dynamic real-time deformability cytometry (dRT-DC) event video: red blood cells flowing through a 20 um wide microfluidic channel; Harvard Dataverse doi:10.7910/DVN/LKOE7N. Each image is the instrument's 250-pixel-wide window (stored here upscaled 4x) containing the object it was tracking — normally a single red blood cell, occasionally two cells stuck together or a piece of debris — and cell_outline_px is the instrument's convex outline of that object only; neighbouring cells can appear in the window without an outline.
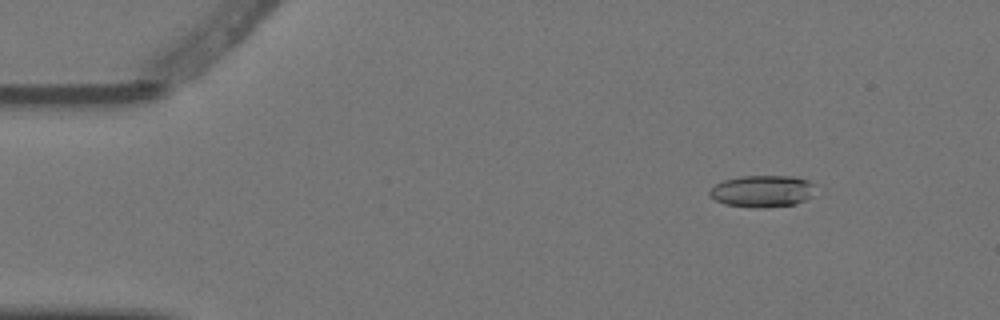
{"species": "Egyptian fruit bat (a non-hibernating species)", "species_latin": "Rousettus aegyptiacus", "temperature_condition": "warm", "stored_images_in_passage": 6, "camera_frame_rate_fps": 3000, "um_per_image_px": 0.085, "animal": {"sex": "female"}, "frame": {"image": 1, "passage_image": 2, "time_ms": 0.333, "image_size_px": [1000, 320], "cell_outline_px": [[816, 184], [812, 196], [796, 204], [764, 208], [752, 208], [724, 204], [716, 200], [708, 192], [716, 184], [724, 180], [740, 176], [796, 176], [808, 180]], "centroid_in_image_um": [64.84, 16.25], "position_along_channel_um": 20.2, "area_um2": 19.83}}
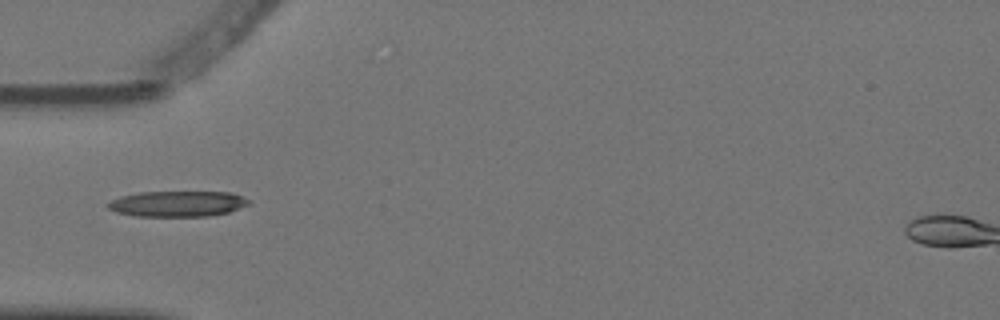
{"frame": {"image": 2, "passage_image": 5, "time_ms": 1.333, "image_size_px": [1000, 320], "cell_outline_px": [[248, 204], [228, 212], [208, 216], [136, 216], [116, 212], [108, 208], [104, 204], [120, 196], [140, 192], [232, 192], [248, 200]], "centroid_in_image_um": [15.02, 17.32], "position_along_channel_um": 70.0, "area_um2": 20.92}}
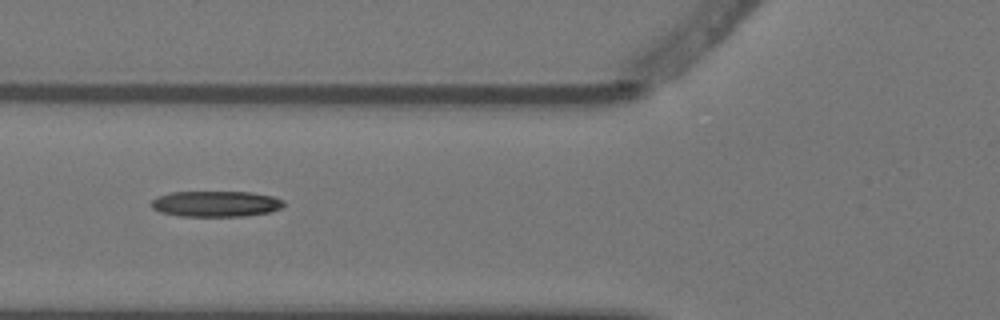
{"frame": {"image": 3, "passage_image": 6, "time_ms": 1.667, "image_size_px": [1000, 320], "cell_outline_px": [[284, 204], [280, 208], [268, 212], [244, 216], [180, 216], [160, 212], [152, 208], [152, 200], [160, 196], [172, 192], [252, 192], [272, 196], [284, 200]], "centroid_in_image_um": [18.36, 17.32], "position_along_channel_um": 107.4, "area_um2": 19.77}}